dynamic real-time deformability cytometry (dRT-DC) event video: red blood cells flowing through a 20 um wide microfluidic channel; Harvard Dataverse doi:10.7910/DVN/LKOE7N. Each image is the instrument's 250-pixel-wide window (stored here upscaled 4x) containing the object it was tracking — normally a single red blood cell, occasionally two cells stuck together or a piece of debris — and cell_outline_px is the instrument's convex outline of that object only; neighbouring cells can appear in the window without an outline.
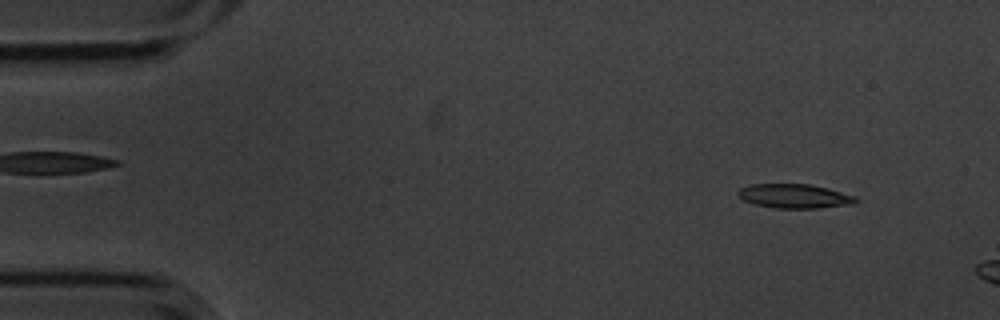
{"species": "common noctule bat (a hibernating species)", "species_latin": "Nyctalus noctula", "temperature_condition": "cold", "stored_images_in_passage": 3, "camera_frame_rate_fps": 3000, "um_per_image_px": 0.085, "animal": {"sex": "male", "body_mass_g": 20.1, "forearm_length_mm": 53.5}, "frame": {"image": 1, "passage_image": 1, "time_ms": 0.0, "image_size_px": [1000, 320], "cell_outline_px": [[860, 200], [852, 204], [820, 208], [772, 208], [752, 204], [744, 200], [736, 192], [740, 188], [752, 184], [808, 184], [828, 188], [856, 196]], "centroid_in_image_um": [67.54, 16.67], "position_along_channel_um": 17.5, "area_um2": 16.7}}